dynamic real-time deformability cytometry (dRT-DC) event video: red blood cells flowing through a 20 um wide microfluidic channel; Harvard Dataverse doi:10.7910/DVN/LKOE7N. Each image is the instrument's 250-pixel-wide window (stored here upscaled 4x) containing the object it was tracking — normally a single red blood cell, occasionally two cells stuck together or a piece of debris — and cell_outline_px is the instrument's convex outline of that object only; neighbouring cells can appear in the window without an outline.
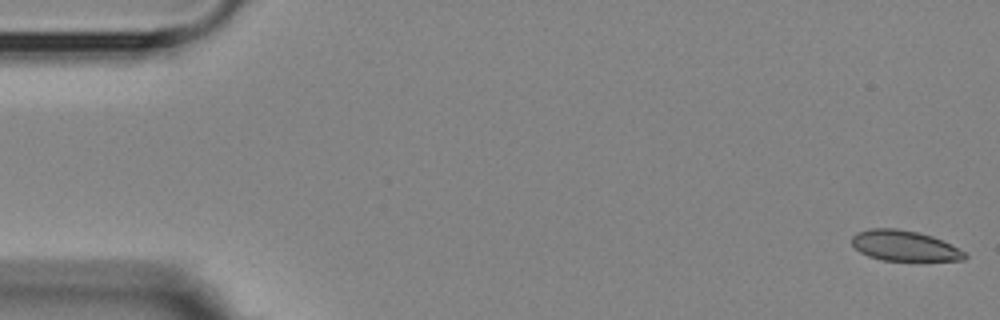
{"species": "Egyptian fruit bat (a non-hibernating species)", "species_latin": "Rousettus aegyptiacus", "temperature_condition": "room temperature", "stored_images_in_passage": 2, "camera_frame_rate_fps": 3000, "um_per_image_px": 0.085, "animal": {"sex": "female"}, "frame": {"image": 1, "passage_image": 2, "time_ms": 1.333, "image_size_px": [1000, 320], "cell_outline_px": [[968, 256], [964, 260], [884, 260], [868, 256], [860, 252], [852, 244], [852, 236], [856, 232], [872, 228], [896, 228], [916, 232], [932, 236], [964, 252]], "centroid_in_image_um": [76.82, 20.88], "position_along_channel_um": 8.2, "area_um2": 19.65}}